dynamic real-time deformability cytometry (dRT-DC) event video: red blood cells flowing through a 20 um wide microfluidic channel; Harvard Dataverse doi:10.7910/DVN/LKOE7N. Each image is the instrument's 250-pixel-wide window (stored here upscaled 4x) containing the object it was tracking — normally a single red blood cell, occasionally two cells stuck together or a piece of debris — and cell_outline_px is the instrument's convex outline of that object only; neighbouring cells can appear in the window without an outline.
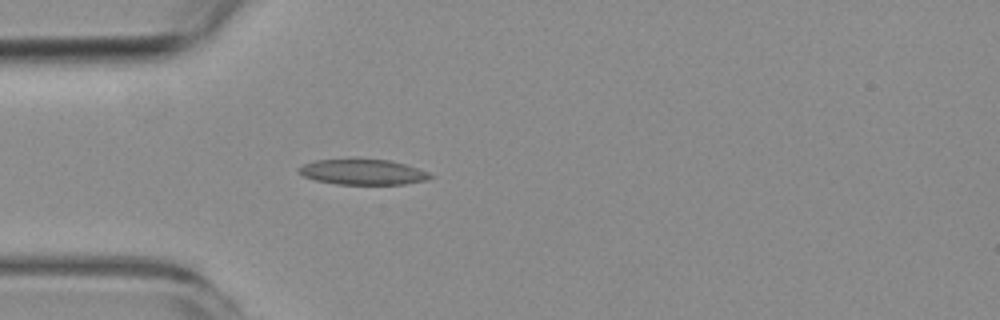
{"species": "common noctule bat (a hibernating species)", "species_latin": "Nyctalus noctula", "temperature_condition": "room temperature", "stored_images_in_passage": 3, "camera_frame_rate_fps": 3000, "um_per_image_px": 0.085, "animal": {"sex": "female", "body_mass_g": 19.3, "forearm_length_mm": 54.1}, "frame": {"image": 1, "passage_image": 3, "time_ms": 2.333, "image_size_px": [1000, 320], "cell_outline_px": [[432, 176], [428, 180], [404, 184], [336, 184], [316, 180], [304, 176], [296, 172], [296, 168], [304, 164], [316, 160], [356, 156], [392, 160], [428, 172]], "centroid_in_image_um": [30.77, 14.57], "position_along_channel_um": 54.2, "area_um2": 20.29}}